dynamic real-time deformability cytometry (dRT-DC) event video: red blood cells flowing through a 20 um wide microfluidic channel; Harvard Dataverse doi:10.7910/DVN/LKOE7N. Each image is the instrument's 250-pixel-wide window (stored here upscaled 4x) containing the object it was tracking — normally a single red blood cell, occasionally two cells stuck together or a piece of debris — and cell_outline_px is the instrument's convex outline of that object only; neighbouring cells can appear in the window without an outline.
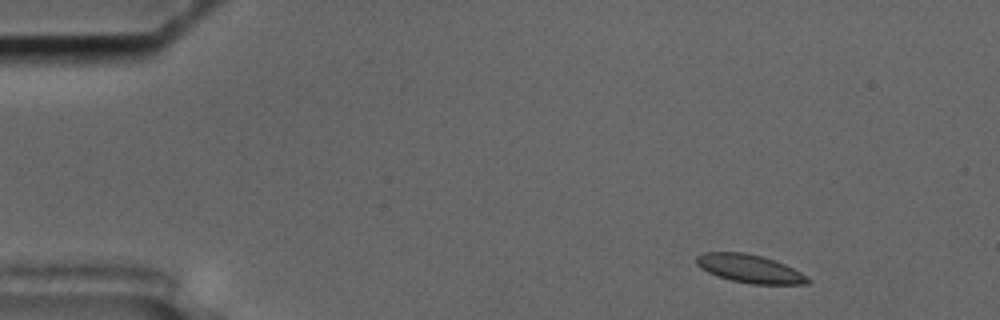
{"species": "common noctule bat (a hibernating species)", "species_latin": "Nyctalus noctula", "temperature_condition": "cold", "stored_images_in_passage": 52, "camera_frame_rate_fps": 3000, "um_per_image_px": 0.085, "animal": {"sex": "male", "body_mass_g": 17.5, "forearm_length_mm": 52.3}, "frame": {"image": 1, "passage_image": 3, "time_ms": 0.667, "image_size_px": [1000, 320], "cell_outline_px": [[812, 280], [808, 284], [752, 284], [732, 280], [708, 272], [700, 268], [696, 264], [696, 256], [704, 252], [744, 252], [760, 256], [784, 264], [808, 276]], "centroid_in_image_um": [63.72, 22.84], "position_along_channel_um": 21.3, "area_um2": 18.15}}
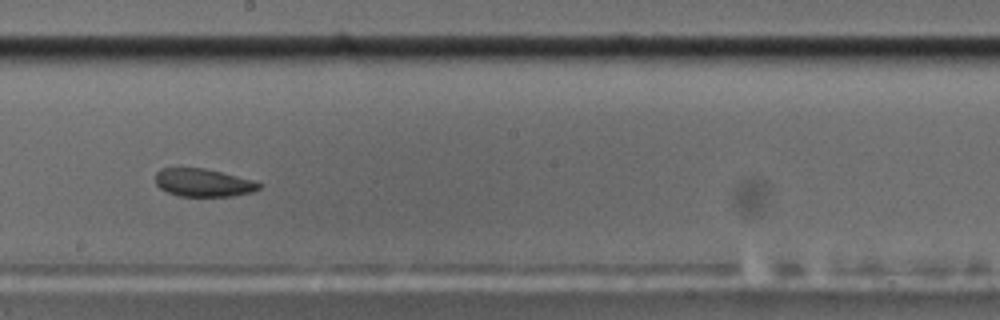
{"frame": {"image": 2, "passage_image": 28, "time_ms": 9.0, "image_size_px": [1000, 320], "cell_outline_px": [[264, 184], [260, 188], [252, 192], [232, 196], [180, 196], [168, 192], [160, 188], [156, 184], [156, 172], [160, 168], [204, 168], [220, 172]], "centroid_in_image_um": [17.25, 15.53], "position_along_channel_um": 230.9, "area_um2": 16.65}}
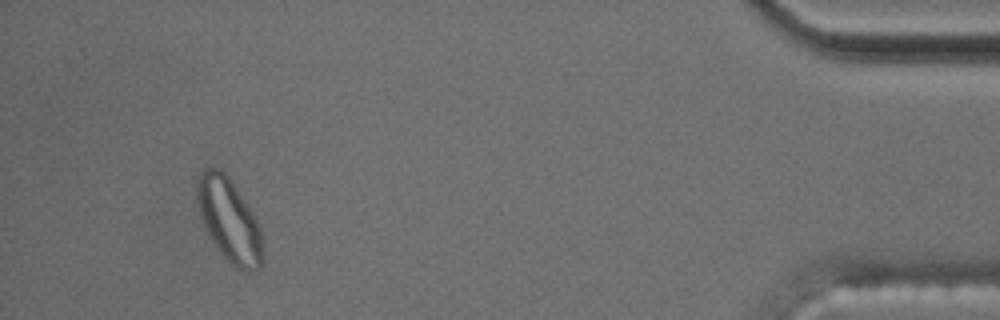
{"frame": {"image": 3, "passage_image": 49, "time_ms": 16.0, "image_size_px": [1000, 320], "cell_outline_px": [[264, 264], [260, 268], [252, 272], [248, 272], [236, 268], [224, 260], [216, 248], [204, 228], [200, 216], [196, 200], [196, 180], [200, 172], [204, 168], [220, 168], [232, 180], [256, 216], [260, 224], [264, 252]], "centroid_in_image_um": [19.5, 18.74], "position_along_channel_um": 415.7, "area_um2": 33.12}, "authors_computed_cell_mechanics": {"area_um2": 18.5249, "velocity_mm_per_s": 3.5765, "shape_relaxation_time_tau1_ms": null, "shape_relaxation_time_tau2_ms": 2.6525, "deformation_change_tau1": null, "deformation_change_tau2": 0.0701}}